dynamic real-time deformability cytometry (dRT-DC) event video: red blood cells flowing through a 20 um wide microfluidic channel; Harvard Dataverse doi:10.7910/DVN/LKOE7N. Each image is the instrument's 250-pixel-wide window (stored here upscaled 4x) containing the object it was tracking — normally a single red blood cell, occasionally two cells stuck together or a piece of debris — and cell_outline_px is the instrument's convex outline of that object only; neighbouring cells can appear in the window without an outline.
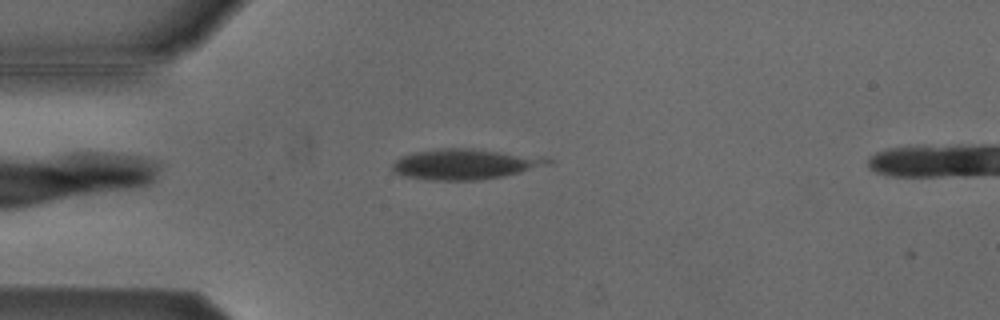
{"species": "Egyptian fruit bat (a non-hibernating species)", "species_latin": "Rousettus aegyptiacus", "temperature_condition": "cold", "stored_images_in_passage": 2, "camera_frame_rate_fps": 3000, "um_per_image_px": 0.085, "animal": {"sex": "male"}, "frame": {"image": 1, "passage_image": 1, "time_ms": 0.0, "image_size_px": [1000, 320], "cell_outline_px": [[552, 164], [500, 176], [476, 180], [428, 180], [404, 176], [392, 172], [392, 164], [400, 156], [416, 152], [440, 148], [472, 148], [548, 156], [552, 160]], "centroid_in_image_um": [39.54, 13.93], "position_along_channel_um": 45.5, "area_um2": 27.8}}